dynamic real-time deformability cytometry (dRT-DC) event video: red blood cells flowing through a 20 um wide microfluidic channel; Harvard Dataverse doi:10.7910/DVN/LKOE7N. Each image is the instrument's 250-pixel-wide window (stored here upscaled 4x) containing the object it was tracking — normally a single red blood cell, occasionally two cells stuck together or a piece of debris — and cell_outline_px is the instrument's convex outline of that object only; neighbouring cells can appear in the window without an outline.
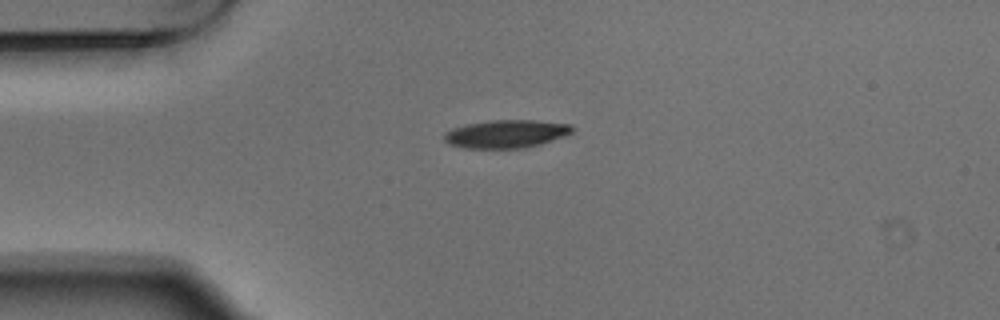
{"species": "Egyptian fruit bat (a non-hibernating species)", "species_latin": "Rousettus aegyptiacus", "temperature_condition": "warm", "stored_images_in_passage": 5, "camera_frame_rate_fps": 3000, "um_per_image_px": 0.085, "animal": {"sex": "male"}, "frame": {"image": 1, "passage_image": 1, "time_ms": 0.0, "image_size_px": [1000, 320], "cell_outline_px": [[572, 132], [564, 136], [540, 144], [524, 148], [464, 148], [448, 144], [444, 140], [444, 132], [452, 128], [468, 124], [492, 120], [536, 120], [572, 124]], "centroid_in_image_um": [43.01, 11.38], "position_along_channel_um": 42.0, "area_um2": 20.92}}
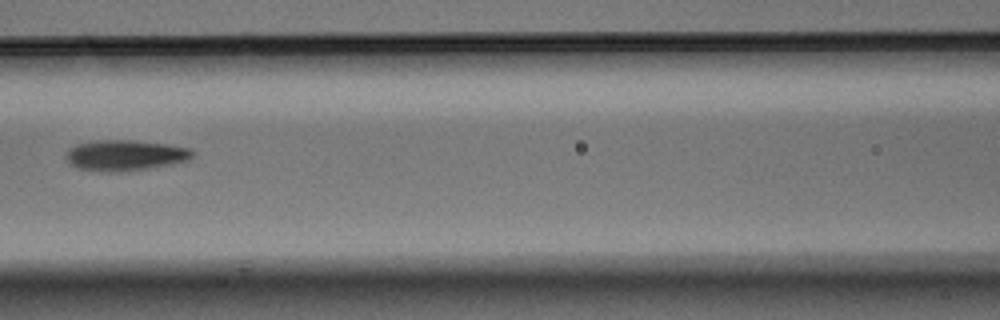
{"frame": {"image": 2, "passage_image": 4, "time_ms": 1.0, "image_size_px": [1000, 320], "cell_outline_px": [[196, 152], [188, 160], [148, 168], [120, 172], [100, 172], [76, 168], [68, 164], [64, 156], [68, 148], [76, 144], [96, 140], [128, 140], [168, 144], [192, 148]], "centroid_in_image_um": [10.58, 13.2], "position_along_channel_um": 156.0, "area_um2": 22.95}}
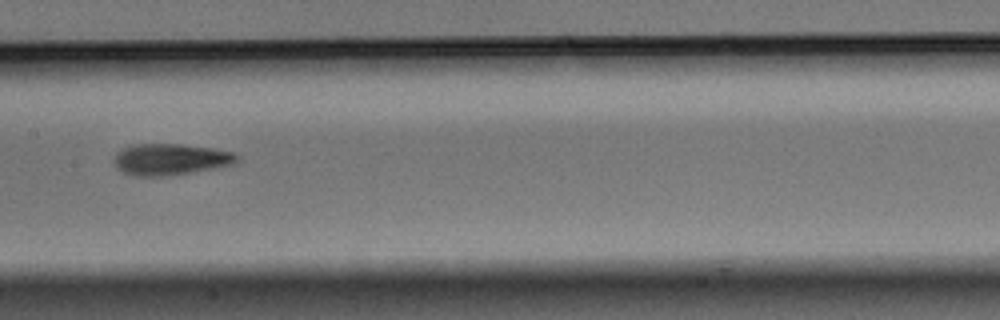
{"frame": {"image": 3, "passage_image": 5, "time_ms": 1.333, "image_size_px": [1000, 320], "cell_outline_px": [[240, 160], [232, 164], [192, 172], [168, 176], [136, 176], [124, 172], [116, 168], [112, 160], [116, 152], [132, 144], [184, 144], [212, 148], [236, 152], [240, 156]], "centroid_in_image_um": [14.49, 13.53], "position_along_channel_um": 192.9, "area_um2": 22.72}}